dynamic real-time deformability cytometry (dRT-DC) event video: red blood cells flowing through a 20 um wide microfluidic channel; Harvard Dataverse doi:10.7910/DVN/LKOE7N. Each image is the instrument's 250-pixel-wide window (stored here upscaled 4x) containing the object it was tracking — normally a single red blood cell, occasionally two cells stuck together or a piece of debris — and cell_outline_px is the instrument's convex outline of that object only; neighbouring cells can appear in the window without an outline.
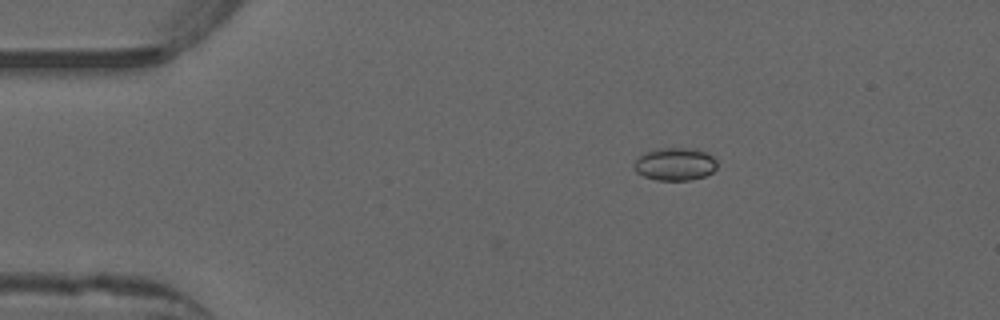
{"species": "common noctule bat (a hibernating species)", "species_latin": "Nyctalus noctula", "temperature_condition": "warm", "stored_images_in_passage": 44, "camera_frame_rate_fps": 3000, "um_per_image_px": 0.085, "animal": {"sex": "male", "forearm_length_mm": 52.5}, "frame": {"image": 1, "passage_image": 1, "time_ms": 0.0, "image_size_px": [1000, 320], "cell_outline_px": [[716, 168], [712, 172], [704, 176], [688, 180], [656, 180], [644, 176], [636, 172], [632, 168], [632, 164], [644, 152], [656, 148], [696, 148], [708, 152], [716, 160]], "centroid_in_image_um": [57.36, 13.93], "position_along_channel_um": 27.6, "area_um2": 16.07}}
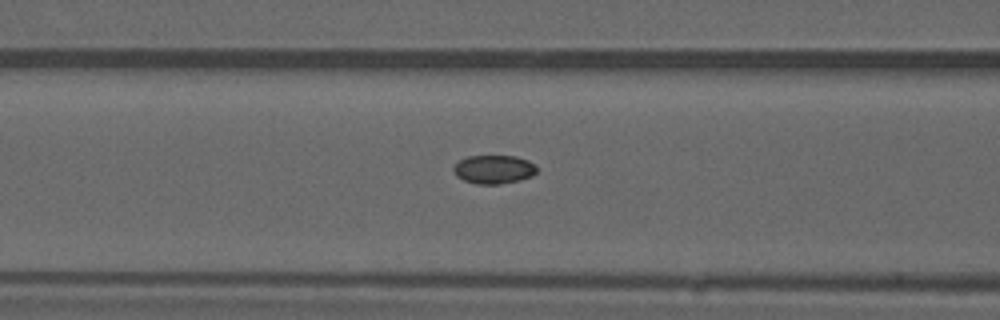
{"frame": {"image": 2, "passage_image": 13, "time_ms": 4.0, "image_size_px": [1000, 320], "cell_outline_px": [[536, 172], [532, 176], [520, 180], [500, 184], [476, 184], [464, 180], [456, 176], [452, 172], [452, 168], [460, 160], [468, 156], [516, 156], [528, 160], [536, 164]], "centroid_in_image_um": [41.97, 14.4], "position_along_channel_um": 124.6, "area_um2": 13.99}}
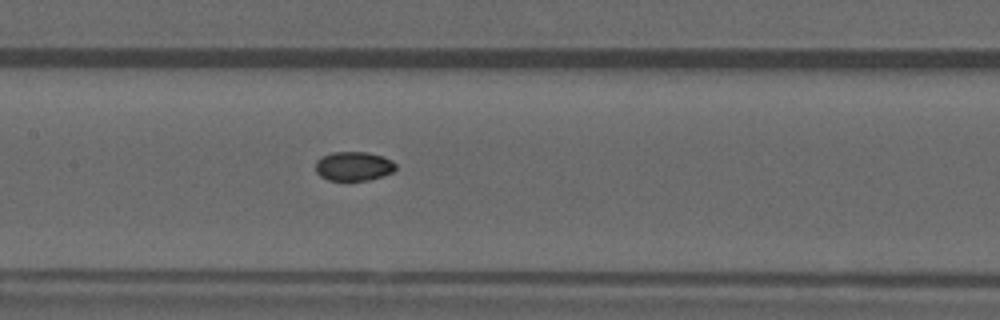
{"frame": {"image": 3, "passage_image": 17, "time_ms": 5.333, "image_size_px": [1000, 320], "cell_outline_px": [[396, 168], [392, 172], [368, 180], [328, 180], [320, 176], [316, 172], [316, 160], [320, 156], [332, 152], [368, 152], [384, 156], [392, 160], [396, 164]], "centroid_in_image_um": [30.04, 14.11], "position_along_channel_um": 177.4, "area_um2": 13.7}, "authors_computed_cell_mechanics": {"area_um2": 13.7564, "velocity_mm_per_s": 3.9428, "shape_relaxation_time_tau1_ms": null, "shape_relaxation_time_tau2_ms": 2.3604, "deformation_change_tau1": null, "deformation_change_tau2": 0.0284}}